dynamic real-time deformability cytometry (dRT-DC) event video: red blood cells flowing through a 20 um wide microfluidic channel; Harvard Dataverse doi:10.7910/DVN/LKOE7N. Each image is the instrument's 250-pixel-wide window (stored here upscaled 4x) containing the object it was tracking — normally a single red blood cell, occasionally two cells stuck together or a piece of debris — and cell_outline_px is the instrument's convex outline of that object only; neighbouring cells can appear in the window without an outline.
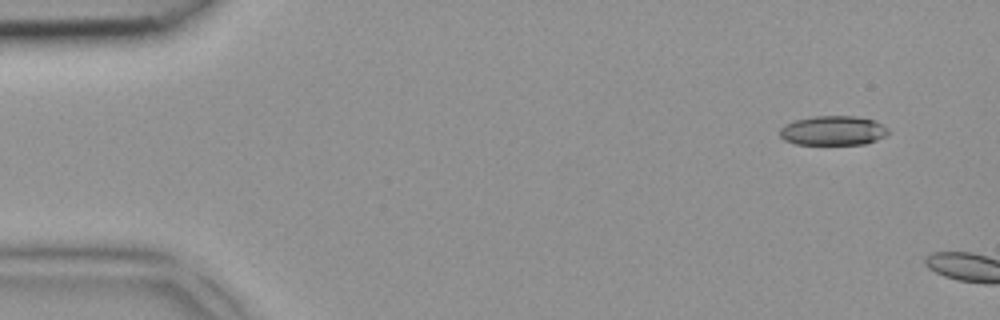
{"species": "common noctule bat (a hibernating species)", "species_latin": "Nyctalus noctula", "temperature_condition": "room temperature", "stored_images_in_passage": 2, "camera_frame_rate_fps": 3000, "um_per_image_px": 0.085, "animal": {"sex": "female", "body_mass_g": 18.4}, "frame": {"image": 1, "passage_image": 1, "time_ms": 0.0, "image_size_px": [1000, 320], "cell_outline_px": [[888, 132], [884, 136], [876, 140], [864, 144], [796, 144], [784, 140], [780, 136], [780, 128], [784, 124], [796, 120], [812, 116], [856, 116], [872, 120], [888, 128]], "centroid_in_image_um": [70.77, 11.1], "position_along_channel_um": 14.2, "area_um2": 18.5}}